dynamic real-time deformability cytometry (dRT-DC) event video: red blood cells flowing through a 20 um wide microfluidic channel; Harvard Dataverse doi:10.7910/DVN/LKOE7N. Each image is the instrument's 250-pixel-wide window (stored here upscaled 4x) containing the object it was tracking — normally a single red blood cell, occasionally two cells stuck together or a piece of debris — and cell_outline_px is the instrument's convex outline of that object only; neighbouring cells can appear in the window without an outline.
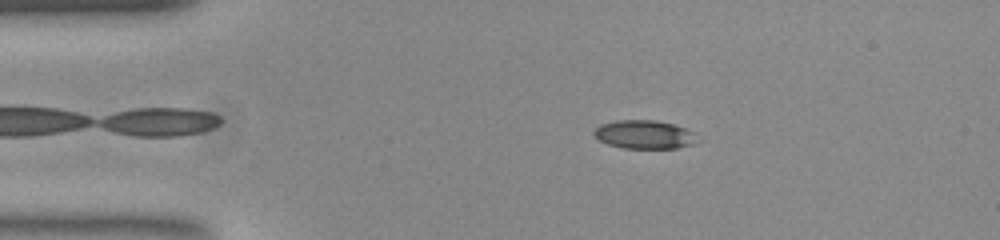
{"species": "common noctule bat (a hibernating species)", "species_latin": "Nyctalus noctula", "temperature_condition": "room temperature", "stored_images_in_passage": 53, "camera_frame_rate_fps": 3000, "um_per_image_px": 0.085, "animal": {"sex": "female", "body_mass_g": 23.0, "forearm_length_mm": 53.4}, "frame": {"image": 1, "passage_image": 9, "time_ms": 2.667, "image_size_px": [1000, 240], "cell_outline_px": [[692, 144], [676, 148], [624, 148], [608, 144], [600, 140], [592, 132], [600, 124], [620, 120], [656, 120], [688, 128], [692, 132]], "centroid_in_image_um": [54.71, 11.42], "position_along_channel_um": 30.3, "area_um2": 16.76}}
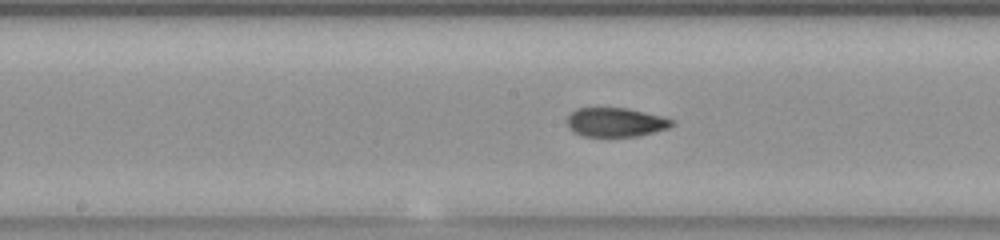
{"frame": {"image": 2, "passage_image": 26, "time_ms": 8.333, "image_size_px": [1000, 240], "cell_outline_px": [[676, 124], [668, 128], [640, 136], [584, 136], [568, 128], [568, 116], [576, 108], [628, 108], [664, 116], [676, 120]], "centroid_in_image_um": [52.41, 10.38], "position_along_channel_um": 195.8, "area_um2": 17.86}}
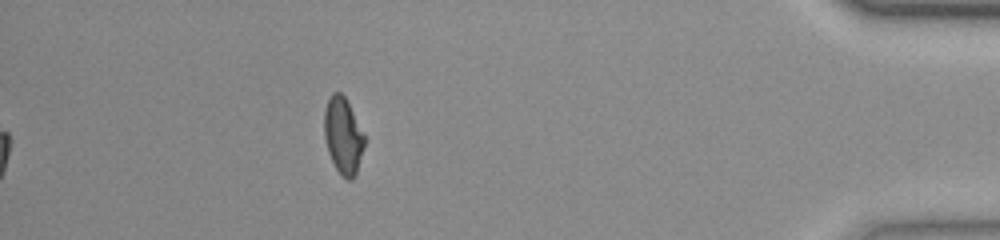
{"frame": {"image": 3, "passage_image": 47, "time_ms": 15.333, "image_size_px": [1000, 240], "cell_outline_px": [[364, 148], [356, 172], [352, 180], [348, 180], [336, 168], [328, 152], [324, 136], [324, 112], [328, 100], [332, 92], [340, 92], [344, 96], [364, 136]], "centroid_in_image_um": [29.14, 11.53], "position_along_channel_um": 406.1, "area_um2": 17.4}, "authors_computed_cell_mechanics": {"area_um2": 18.0914, "velocity_mm_per_s": 3.7718, "shape_relaxation_time_tau1_ms": null, "shape_relaxation_time_tau2_ms": 1.4268, "deformation_change_tau1": null, "deformation_change_tau2": 0.0638}}